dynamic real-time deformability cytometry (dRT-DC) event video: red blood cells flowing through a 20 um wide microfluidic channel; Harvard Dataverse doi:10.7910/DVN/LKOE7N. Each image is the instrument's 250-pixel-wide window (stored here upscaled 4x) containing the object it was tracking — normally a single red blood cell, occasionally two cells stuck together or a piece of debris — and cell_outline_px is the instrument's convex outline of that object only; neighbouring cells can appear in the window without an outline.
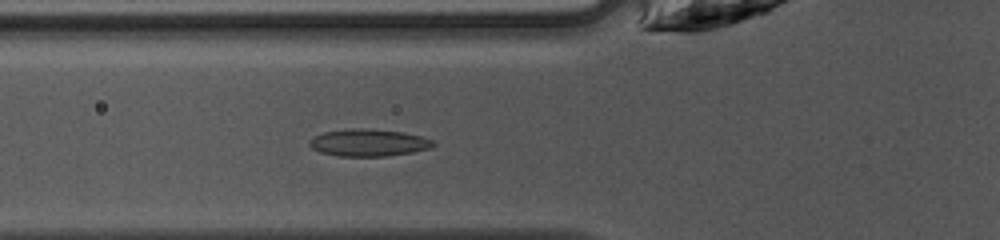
{"species": "common noctule bat (a hibernating species)", "species_latin": "Nyctalus noctula", "temperature_condition": "warm", "stored_images_in_passage": 34, "camera_frame_rate_fps": 3000, "um_per_image_px": 0.085, "animal": {"sex": "female", "body_mass_g": 10.0, "forearm_length_mm": 53.1}, "frame": {"image": 1, "passage_image": 4, "time_ms": 1.0, "image_size_px": [1000, 240], "cell_outline_px": [[436, 144], [432, 148], [412, 152], [388, 156], [336, 156], [320, 152], [312, 148], [308, 144], [308, 140], [312, 136], [324, 132], [348, 128], [368, 128], [404, 132], [420, 136], [432, 140]], "centroid_in_image_um": [31.3, 12.12], "position_along_channel_um": 94.5, "area_um2": 19.88}}
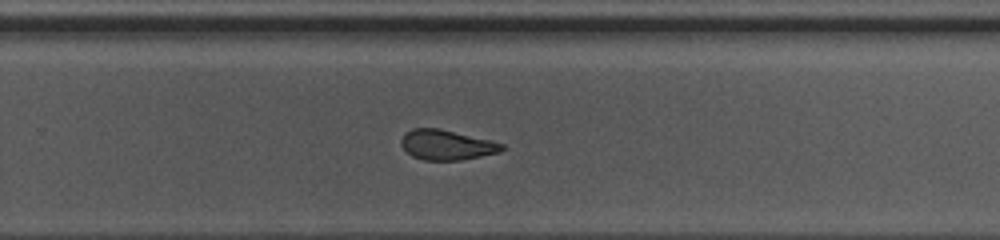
{"frame": {"image": 2, "passage_image": 18, "time_ms": 5.667, "image_size_px": [1000, 240], "cell_outline_px": [[504, 148], [500, 152], [460, 160], [424, 160], [412, 156], [400, 144], [400, 140], [404, 132], [412, 128], [440, 128], [504, 144]], "centroid_in_image_um": [37.92, 12.31], "position_along_channel_um": 291.9, "area_um2": 17.51}}
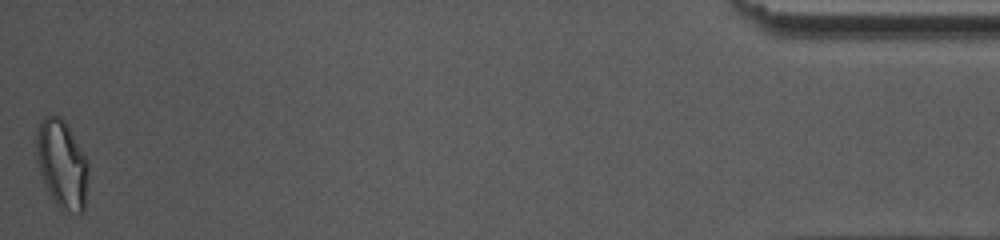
{"frame": {"image": 3, "passage_image": 34, "time_ms": 11.0, "image_size_px": [1000, 240], "cell_outline_px": [[88, 180], [84, 212], [64, 212], [56, 204], [48, 192], [40, 172], [36, 160], [36, 132], [40, 120], [44, 116], [60, 116], [68, 124], [88, 160]], "centroid_in_image_um": [5.27, 13.94], "position_along_channel_um": 429.9, "area_um2": 27.17}, "authors_computed_cell_mechanics": {"area_um2": 19.0451, "velocity_mm_per_s": 4.2086, "shape_relaxation_time_tau1_ms": 3.4876, "shape_relaxation_time_tau2_ms": 2.4471, "deformation_change_tau1": 0.1534, "deformation_change_tau2": 0.0638}}